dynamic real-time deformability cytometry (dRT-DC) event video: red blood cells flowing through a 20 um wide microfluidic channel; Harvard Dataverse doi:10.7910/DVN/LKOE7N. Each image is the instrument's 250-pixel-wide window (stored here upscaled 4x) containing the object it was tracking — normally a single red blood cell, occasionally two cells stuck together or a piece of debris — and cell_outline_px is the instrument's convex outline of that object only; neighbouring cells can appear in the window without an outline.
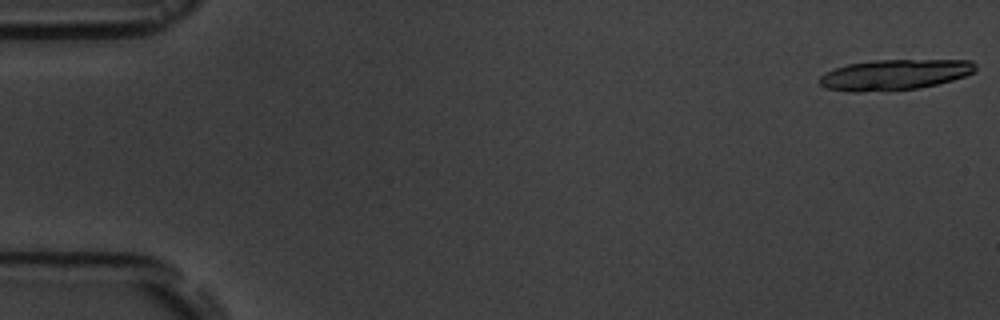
{"species": "common noctule bat (a hibernating species)", "species_latin": "Nyctalus noctula", "temperature_condition": "room temperature", "stored_images_in_passage": 6, "camera_frame_rate_fps": 3000, "um_per_image_px": 0.085, "animal": {"sex": "male", "body_mass_g": 19.5, "forearm_length_mm": 54.6}, "frame": {"image": 1, "passage_image": 1, "time_ms": 0.0, "image_size_px": [1000, 320], "cell_outline_px": [[976, 72], [952, 80], [920, 88], [860, 92], [848, 92], [824, 88], [820, 84], [820, 76], [836, 68], [848, 64], [872, 60], [972, 60], [976, 64]], "centroid_in_image_um": [76.06, 6.35], "position_along_channel_um": 8.9, "area_um2": 27.74}}